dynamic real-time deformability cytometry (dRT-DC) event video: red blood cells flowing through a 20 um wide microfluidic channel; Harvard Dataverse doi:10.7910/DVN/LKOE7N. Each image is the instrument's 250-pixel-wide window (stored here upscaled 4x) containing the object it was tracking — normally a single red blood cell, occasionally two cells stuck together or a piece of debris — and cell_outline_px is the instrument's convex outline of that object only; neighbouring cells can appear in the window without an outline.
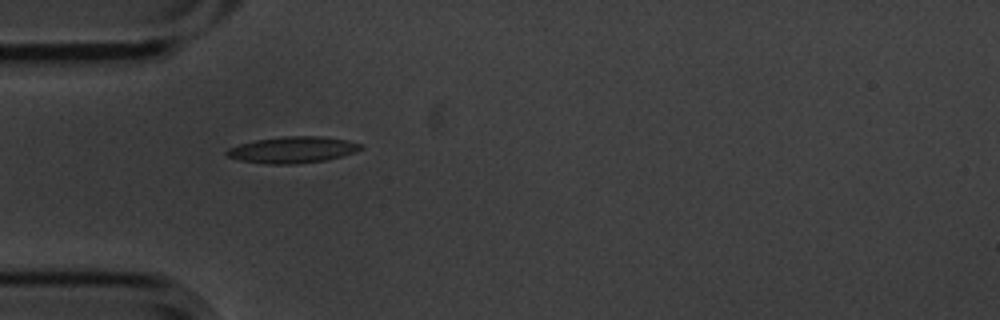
{"species": "common noctule bat (a hibernating species)", "species_latin": "Nyctalus noctula", "temperature_condition": "cold", "stored_images_in_passage": 4, "camera_frame_rate_fps": 3000, "um_per_image_px": 0.085, "animal": {"sex": "male", "body_mass_g": 20.1, "forearm_length_mm": 53.5}, "frame": {"image": 1, "passage_image": 3, "time_ms": 0.667, "image_size_px": [1000, 320], "cell_outline_px": [[364, 148], [356, 152], [324, 160], [296, 164], [268, 164], [240, 160], [228, 156], [224, 152], [228, 148], [240, 144], [256, 140], [284, 136], [324, 136], [348, 140], [364, 144]], "centroid_in_image_um": [24.92, 12.72], "position_along_channel_um": 60.1, "area_um2": 20.63}}
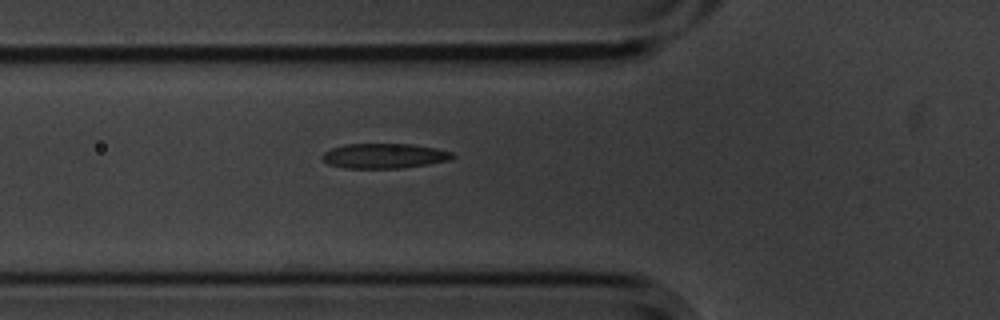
{"frame": {"image": 2, "passage_image": 4, "time_ms": 1.0, "image_size_px": [1000, 320], "cell_outline_px": [[456, 156], [452, 160], [428, 164], [400, 168], [344, 168], [328, 164], [320, 156], [324, 152], [332, 148], [344, 144], [412, 144], [452, 152]], "centroid_in_image_um": [32.65, 13.25], "position_along_channel_um": 93.1, "area_um2": 18.9}}